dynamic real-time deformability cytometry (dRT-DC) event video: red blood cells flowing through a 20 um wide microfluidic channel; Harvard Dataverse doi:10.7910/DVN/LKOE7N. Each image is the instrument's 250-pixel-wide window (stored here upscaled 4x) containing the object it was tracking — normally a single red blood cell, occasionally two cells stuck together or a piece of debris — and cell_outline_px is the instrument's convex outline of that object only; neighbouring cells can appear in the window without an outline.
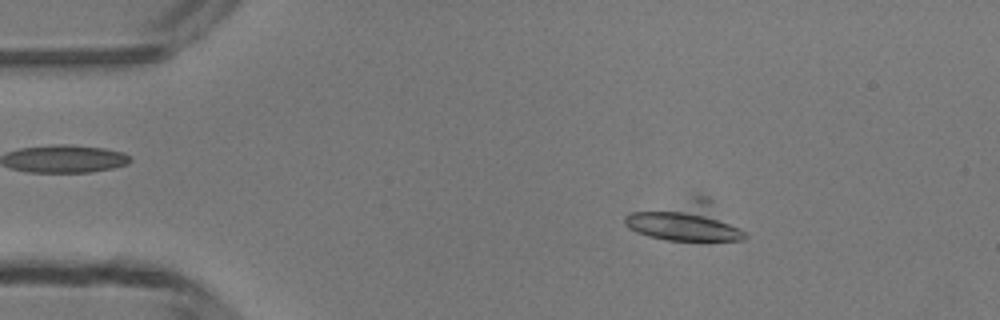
{"species": "common noctule bat (a hibernating species)", "species_latin": "Nyctalus noctula", "temperature_condition": "room temperature", "stored_images_in_passage": 49, "camera_frame_rate_fps": 3000, "um_per_image_px": 0.085, "animal": {"sex": "male", "body_mass_g": 13.3}, "frame": {"image": 1, "passage_image": 8, "time_ms": 2.333, "image_size_px": [1000, 320], "cell_outline_px": [[748, 236], [744, 240], [664, 240], [648, 236], [636, 232], [628, 228], [624, 224], [624, 216], [632, 212], [696, 200], [712, 200]], "centroid_in_image_um": [58.27, 18.91], "position_along_channel_um": 26.7, "area_um2": 25.78}}
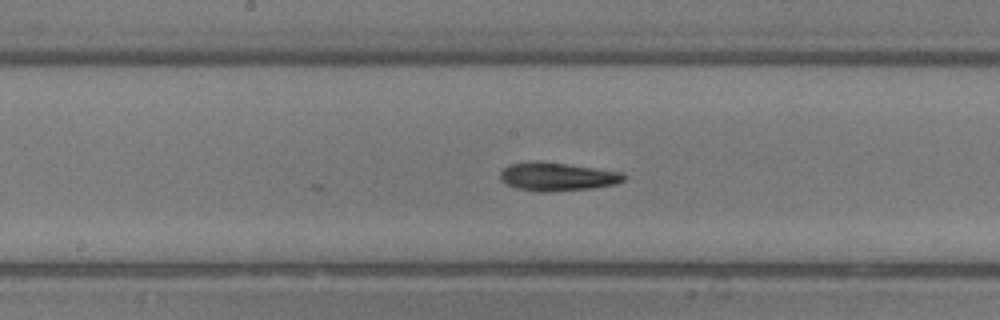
{"frame": {"image": 2, "passage_image": 25, "time_ms": 8.0, "image_size_px": [1000, 320], "cell_outline_px": [[624, 180], [616, 184], [592, 188], [548, 192], [540, 192], [516, 188], [500, 180], [500, 172], [508, 164], [564, 164], [620, 172], [624, 176]], "centroid_in_image_um": [47.37, 15.07], "position_along_channel_um": 200.8, "area_um2": 19.42}}
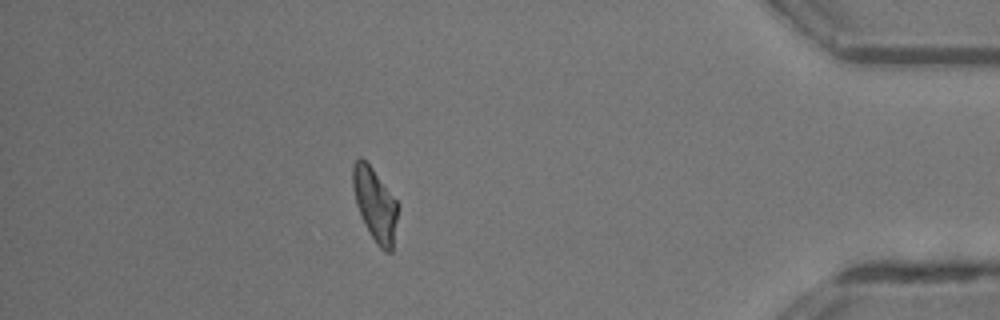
{"frame": {"image": 3, "passage_image": 43, "time_ms": 14.0, "image_size_px": [1000, 320], "cell_outline_px": [[396, 220], [392, 252], [384, 252], [376, 244], [356, 204], [352, 188], [352, 164], [360, 156], [372, 168], [396, 200]], "centroid_in_image_um": [31.84, 17.36], "position_along_channel_um": 403.4, "area_um2": 18.55}, "authors_computed_cell_mechanics": {"area_um2": 19.8832, "velocity_mm_per_s": 4.1705, "shape_relaxation_time_tau1_ms": 8.5686, "shape_relaxation_time_tau2_ms": 5.7488, "deformation_change_tau1": 0.2728, "deformation_change_tau2": 0.1496}}